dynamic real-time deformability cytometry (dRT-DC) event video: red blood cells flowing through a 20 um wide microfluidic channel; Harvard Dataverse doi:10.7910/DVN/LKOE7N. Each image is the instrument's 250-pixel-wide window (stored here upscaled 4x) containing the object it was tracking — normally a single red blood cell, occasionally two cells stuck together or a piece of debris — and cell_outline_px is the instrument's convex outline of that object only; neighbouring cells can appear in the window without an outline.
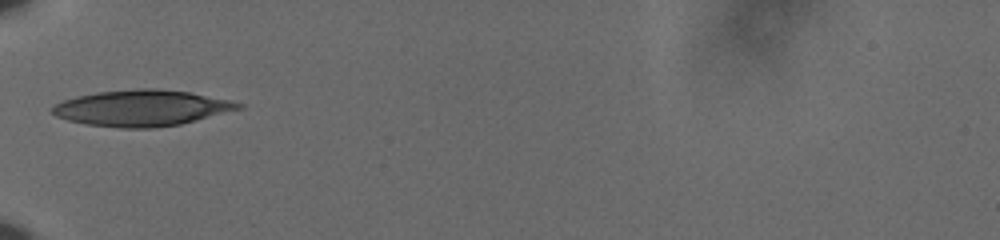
{"species": "human", "species_latin": "Homo sapiens", "temperature_condition": "cold", "stored_images_in_passage": 37, "camera_frame_rate_fps": 3000, "um_per_image_px": 0.085, "donor": {"sex": "male"}, "frame": {"image": 1, "passage_image": 1, "time_ms": 0.0, "image_size_px": [1000, 240], "cell_outline_px": [[244, 108], [180, 124], [152, 128], [120, 128], [88, 124], [68, 120], [56, 116], [52, 112], [52, 108], [56, 104], [64, 100], [76, 96], [96, 92], [136, 88], [156, 88], [188, 92], [228, 100], [244, 104]], "centroid_in_image_um": [12.05, 9.18], "position_along_channel_um": 73.0, "area_um2": 38.9}}
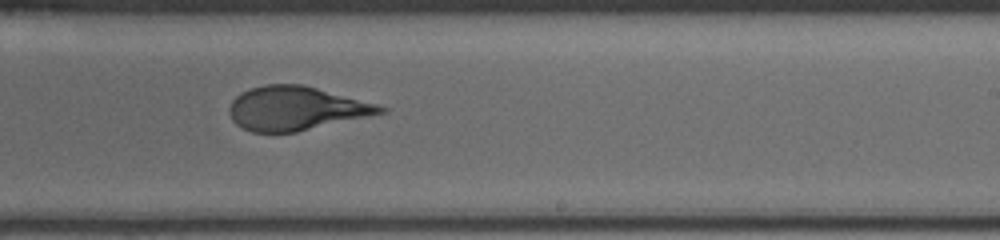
{"frame": {"image": 2, "passage_image": 17, "time_ms": 5.333, "image_size_px": [1000, 240], "cell_outline_px": [[388, 112], [296, 132], [252, 132], [236, 124], [232, 120], [228, 112], [228, 108], [232, 100], [236, 96], [252, 88], [264, 84], [300, 84], [316, 88], [376, 104], [388, 108]], "centroid_in_image_um": [25.14, 9.22], "position_along_channel_um": 263.9, "area_um2": 38.21}}
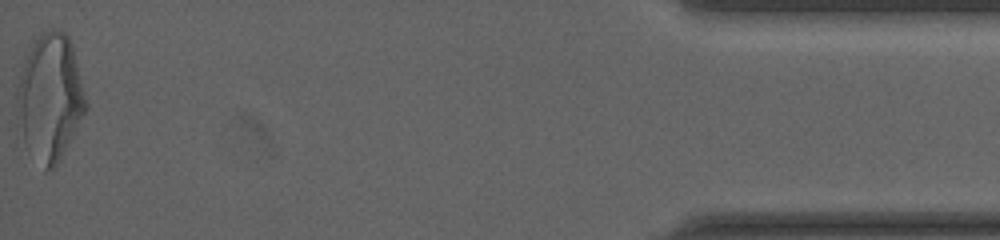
{"frame": {"image": 3, "passage_image": 37, "time_ms": 12.0, "image_size_px": [1000, 240], "cell_outline_px": [[88, 108], [60, 160], [52, 168], [44, 172], [24, 140], [16, 96], [16, 88], [20, 72], [24, 60], [32, 44], [44, 32], [52, 28], [60, 28], [68, 36], [72, 44], [88, 104]], "centroid_in_image_um": [4.28, 8.26], "position_along_channel_um": 430.9, "area_um2": 50.34}, "authors_computed_cell_mechanics": {"area_um2": 39.1306, "velocity_mm_per_s": 3.6333, "shape_relaxation_time_tau1_ms": 5.7862, "shape_relaxation_time_tau2_ms": null, "deformation_change_tau1": 0.2137, "deformation_change_tau2": null}}